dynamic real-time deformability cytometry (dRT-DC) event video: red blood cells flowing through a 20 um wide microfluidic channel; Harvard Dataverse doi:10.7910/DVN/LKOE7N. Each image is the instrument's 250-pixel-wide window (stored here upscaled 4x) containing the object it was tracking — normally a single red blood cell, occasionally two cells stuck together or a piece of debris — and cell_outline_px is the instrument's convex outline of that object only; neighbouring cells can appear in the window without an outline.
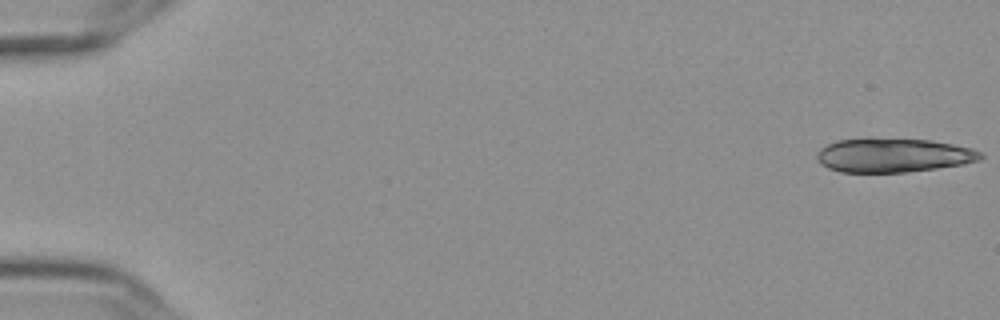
{"species": "Egyptian fruit bat (a non-hibernating species)", "species_latin": "Rousettus aegyptiacus", "temperature_condition": "cold", "stored_images_in_passage": 18, "camera_frame_rate_fps": 3000, "um_per_image_px": 0.085, "frame": {"image": 1, "passage_image": 1, "time_ms": 0.0, "image_size_px": [1000, 320], "cell_outline_px": [[984, 156], [980, 160], [964, 164], [908, 172], [840, 172], [828, 168], [820, 164], [816, 160], [816, 156], [820, 148], [836, 140], [868, 136], [932, 140], [972, 148], [980, 152]], "centroid_in_image_um": [75.89, 13.17], "position_along_channel_um": 9.1, "area_um2": 33.29}}